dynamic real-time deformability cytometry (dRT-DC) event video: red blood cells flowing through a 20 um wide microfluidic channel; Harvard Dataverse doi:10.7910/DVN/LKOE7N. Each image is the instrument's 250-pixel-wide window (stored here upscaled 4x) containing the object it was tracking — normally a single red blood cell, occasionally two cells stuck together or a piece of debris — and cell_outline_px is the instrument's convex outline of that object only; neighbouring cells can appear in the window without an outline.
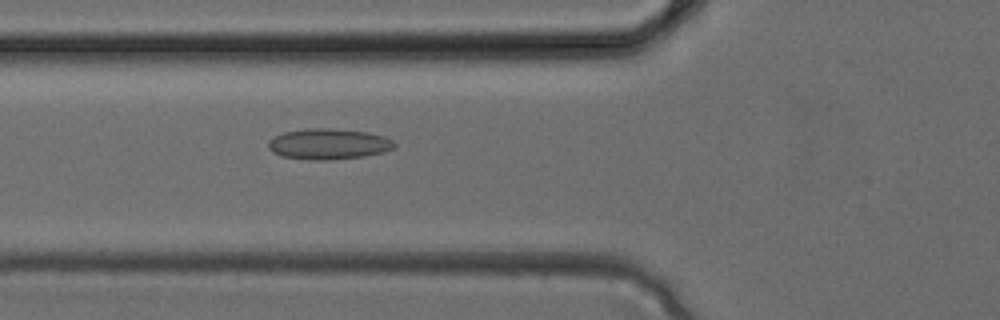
{"species": "common noctule bat (a hibernating species)", "species_latin": "Nyctalus noctula", "temperature_condition": "cold", "stored_images_in_passage": 26, "camera_frame_rate_fps": 3000, "um_per_image_px": 0.085, "animal": {"sex": "female", "body_mass_g": 24.6, "forearm_length_mm": 56.2}, "frame": {"image": 1, "passage_image": 4, "time_ms": 1.0, "image_size_px": [1000, 320], "cell_outline_px": [[396, 148], [384, 152], [364, 156], [328, 160], [308, 160], [280, 156], [272, 152], [268, 148], [268, 140], [284, 132], [308, 128], [332, 128], [368, 132], [384, 136], [392, 140], [396, 144]], "centroid_in_image_um": [27.93, 12.24], "position_along_channel_um": 97.9, "area_um2": 22.83}}
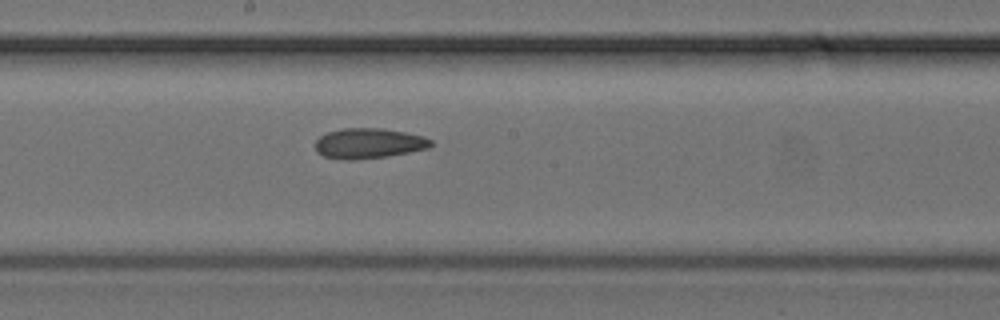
{"frame": {"image": 2, "passage_image": 10, "time_ms": 3.0, "image_size_px": [1000, 320], "cell_outline_px": [[432, 144], [428, 148], [388, 156], [352, 160], [344, 160], [324, 156], [316, 152], [316, 140], [320, 136], [328, 132], [344, 128], [380, 128], [404, 132], [424, 136], [432, 140]], "centroid_in_image_um": [31.33, 12.18], "position_along_channel_um": 216.9, "area_um2": 20.29}}
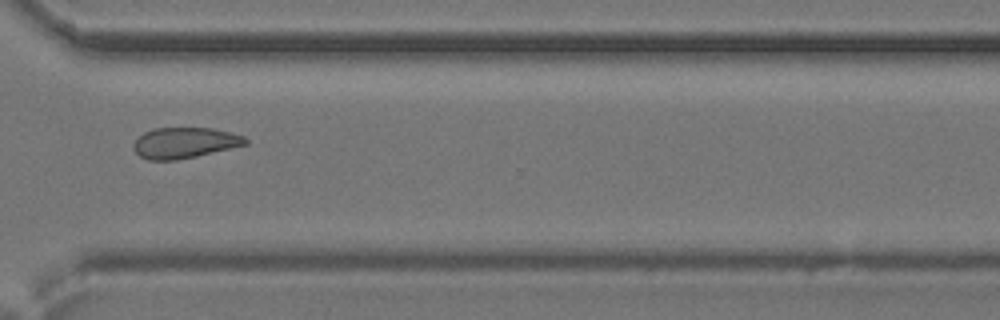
{"frame": {"image": 3, "passage_image": 17, "time_ms": 5.333, "image_size_px": [1000, 320], "cell_outline_px": [[248, 144], [196, 156], [176, 160], [148, 160], [140, 156], [132, 148], [136, 140], [144, 132], [156, 128], [212, 128], [244, 136], [248, 140]], "centroid_in_image_um": [15.69, 12.14], "position_along_channel_um": 354.9, "area_um2": 19.88}}